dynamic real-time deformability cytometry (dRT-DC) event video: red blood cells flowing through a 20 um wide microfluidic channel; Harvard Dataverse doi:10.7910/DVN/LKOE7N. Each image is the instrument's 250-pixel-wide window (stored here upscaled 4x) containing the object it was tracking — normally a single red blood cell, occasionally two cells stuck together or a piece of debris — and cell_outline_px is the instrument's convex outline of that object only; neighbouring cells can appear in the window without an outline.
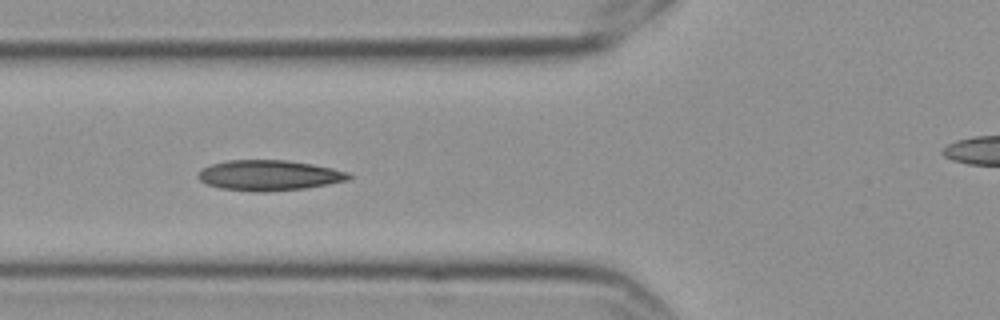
{"species": "Egyptian fruit bat (a non-hibernating species)", "species_latin": "Rousettus aegyptiacus", "temperature_condition": "cold", "stored_images_in_passage": 7, "camera_frame_rate_fps": 3000, "um_per_image_px": 0.085, "frame": {"image": 1, "passage_image": 7, "time_ms": 2.0, "image_size_px": [1000, 320], "cell_outline_px": [[352, 176], [348, 180], [328, 184], [304, 188], [264, 192], [256, 192], [220, 188], [208, 184], [200, 180], [196, 176], [200, 168], [212, 164], [228, 160], [288, 160], [312, 164], [332, 168], [348, 172]], "centroid_in_image_um": [22.85, 14.9], "position_along_channel_um": 103.0, "area_um2": 26.7}}